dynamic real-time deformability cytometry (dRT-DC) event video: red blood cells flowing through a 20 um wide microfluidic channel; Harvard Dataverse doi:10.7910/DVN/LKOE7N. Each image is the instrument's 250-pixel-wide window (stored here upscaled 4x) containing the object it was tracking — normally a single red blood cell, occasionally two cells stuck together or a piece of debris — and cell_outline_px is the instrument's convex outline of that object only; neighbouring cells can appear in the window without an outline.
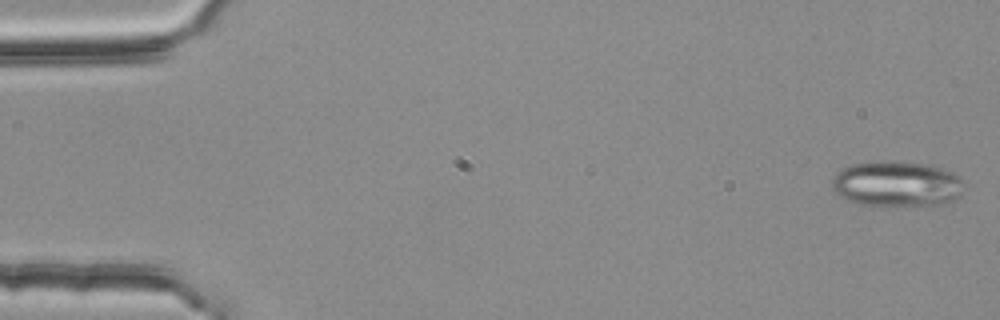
{"species": "common noctule bat (a hibernating species)", "species_latin": "Nyctalus noctula", "temperature_condition": "room temperature", "stored_images_in_passage": 54, "camera_frame_rate_fps": 3000, "um_per_image_px": 0.085, "animal": {"sex": "female", "body_mass_g": 25.1}, "frame": {"image": 1, "passage_image": 1, "time_ms": 0.0, "image_size_px": [1000, 320], "cell_outline_px": [[964, 184], [960, 196], [952, 204], [860, 204], [844, 200], [832, 188], [832, 180], [836, 172], [852, 164], [876, 160], [884, 160], [936, 164], [952, 172]], "centroid_in_image_um": [76.24, 15.6], "position_along_channel_um": 8.8, "area_um2": 35.26}}
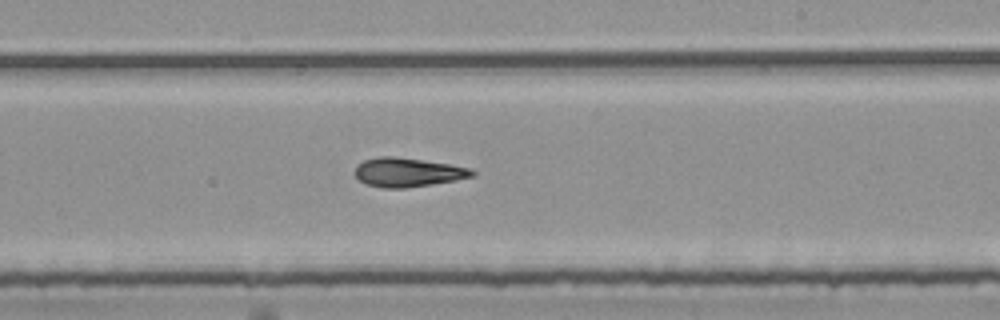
{"frame": {"image": 2, "passage_image": 32, "time_ms": 10.333, "image_size_px": [1000, 320], "cell_outline_px": [[476, 176], [456, 180], [404, 188], [384, 188], [364, 184], [356, 176], [356, 164], [364, 160], [380, 156], [392, 156], [448, 164], [472, 168], [476, 172]], "centroid_in_image_um": [34.67, 14.65], "position_along_channel_um": 254.3, "area_um2": 19.71}}
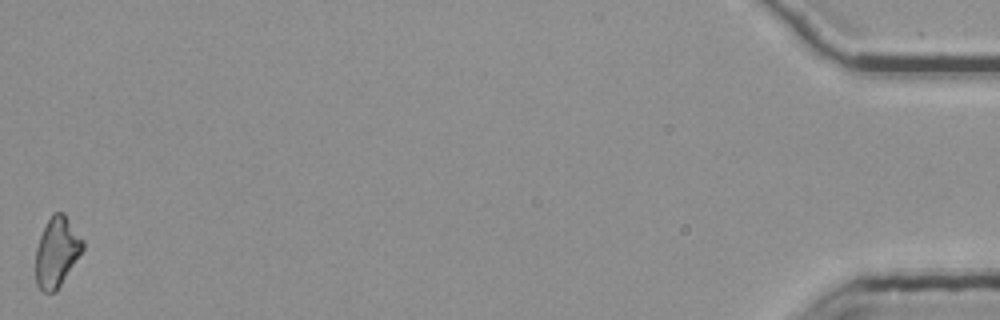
{"frame": {"image": 3, "passage_image": 54, "time_ms": 17.667, "image_size_px": [1000, 320], "cell_outline_px": [[84, 248], [56, 292], [40, 292], [36, 284], [36, 248], [40, 236], [52, 212], [64, 212], [84, 240]], "centroid_in_image_um": [4.83, 21.42], "position_along_channel_um": 430.4, "area_um2": 19.25}, "authors_computed_cell_mechanics": {"area_um2": 19.7098, "velocity_mm_per_s": 3.7703, "shape_relaxation_time_tau1_ms": null, "shape_relaxation_time_tau2_ms": 5.7202, "deformation_change_tau1": null, "deformation_change_tau2": 0.1652}}